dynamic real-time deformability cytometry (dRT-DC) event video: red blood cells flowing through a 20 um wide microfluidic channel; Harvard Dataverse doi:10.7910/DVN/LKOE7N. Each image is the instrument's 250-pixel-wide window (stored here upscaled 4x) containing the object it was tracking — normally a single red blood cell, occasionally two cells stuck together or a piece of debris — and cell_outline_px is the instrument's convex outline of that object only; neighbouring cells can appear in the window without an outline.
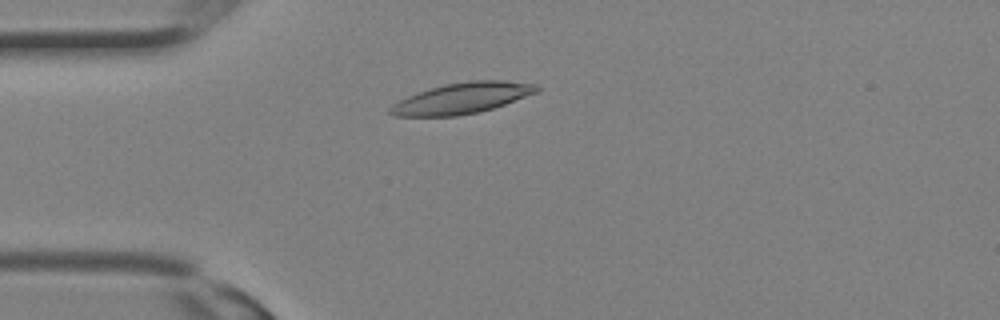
{"species": "Egyptian fruit bat (a non-hibernating species)", "species_latin": "Rousettus aegyptiacus", "temperature_condition": "room temperature", "stored_images_in_passage": 16, "camera_frame_rate_fps": 3000, "um_per_image_px": 0.085, "animal": {"sex": "female"}, "frame": {"image": 1, "passage_image": 7, "time_ms": 2.0, "image_size_px": [1000, 320], "cell_outline_px": [[540, 92], [480, 112], [456, 116], [392, 116], [388, 112], [388, 108], [392, 104], [408, 96], [444, 84], [472, 80], [500, 80], [536, 84], [540, 88]], "centroid_in_image_um": [39.29, 8.35], "position_along_channel_um": 45.7, "area_um2": 26.3}}
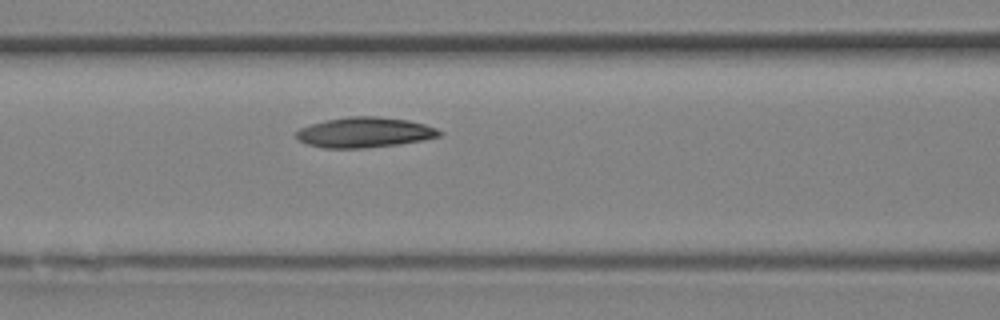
{"frame": {"image": 2, "passage_image": 12, "time_ms": 3.667, "image_size_px": [1000, 320], "cell_outline_px": [[444, 132], [440, 136], [420, 140], [396, 144], [368, 148], [324, 148], [308, 144], [296, 140], [292, 136], [300, 128], [324, 120], [348, 116], [376, 116], [408, 120], [424, 124], [436, 128]], "centroid_in_image_um": [30.94, 11.25], "position_along_channel_um": 135.7, "area_um2": 25.32}}
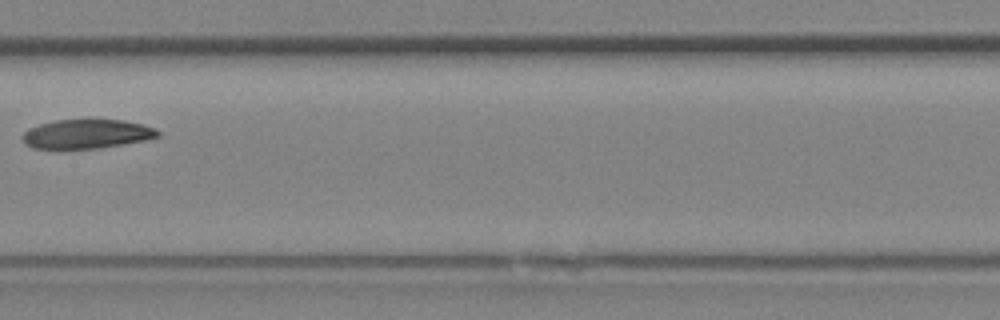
{"frame": {"image": 3, "passage_image": 15, "time_ms": 4.667, "image_size_px": [1000, 320], "cell_outline_px": [[160, 136], [144, 140], [96, 148], [60, 152], [32, 148], [24, 144], [20, 136], [28, 128], [52, 120], [88, 116], [124, 120], [144, 124], [160, 132]], "centroid_in_image_um": [7.25, 11.37], "position_along_channel_um": 200.2, "area_um2": 24.8}}